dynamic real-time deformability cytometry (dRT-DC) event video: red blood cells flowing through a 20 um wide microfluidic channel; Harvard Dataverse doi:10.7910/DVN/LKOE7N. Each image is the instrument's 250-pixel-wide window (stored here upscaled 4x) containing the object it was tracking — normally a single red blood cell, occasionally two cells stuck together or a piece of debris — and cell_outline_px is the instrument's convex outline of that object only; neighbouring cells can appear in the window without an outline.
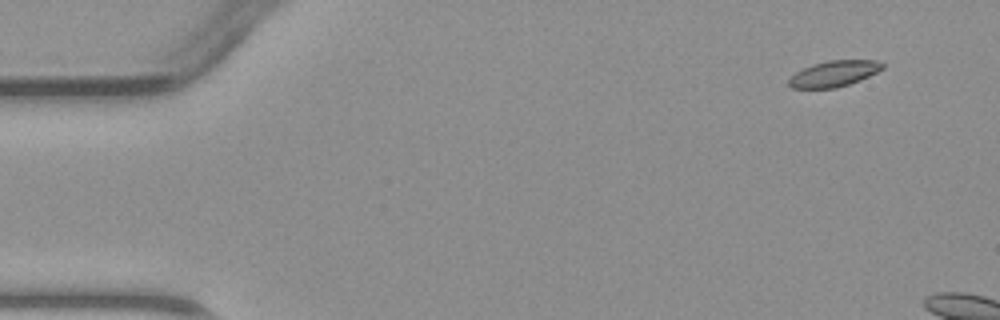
{"species": "common noctule bat (a hibernating species)", "species_latin": "Nyctalus noctula", "temperature_condition": "warm", "stored_images_in_passage": 3, "camera_frame_rate_fps": 3000, "um_per_image_px": 0.085, "animal": {"sex": "male", "body_mass_g": 23.1, "forearm_length_mm": 52.7}, "frame": {"image": 1, "passage_image": 1, "time_ms": 0.0, "image_size_px": [1000, 320], "cell_outline_px": [[884, 68], [860, 80], [836, 88], [792, 88], [788, 84], [788, 80], [796, 72], [812, 64], [828, 60], [876, 60], [884, 64]], "centroid_in_image_um": [70.88, 6.25], "position_along_channel_um": 14.1, "area_um2": 14.05}}